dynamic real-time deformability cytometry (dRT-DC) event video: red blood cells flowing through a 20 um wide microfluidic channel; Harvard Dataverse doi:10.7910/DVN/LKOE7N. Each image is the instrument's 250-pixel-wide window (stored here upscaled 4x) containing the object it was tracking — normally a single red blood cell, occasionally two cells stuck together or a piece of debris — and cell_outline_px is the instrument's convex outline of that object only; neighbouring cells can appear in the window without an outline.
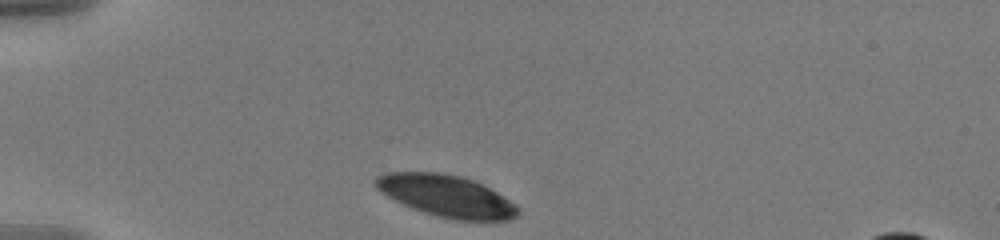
{"species": "human", "species_latin": "Homo sapiens", "temperature_condition": "warm", "stored_images_in_passage": 36, "camera_frame_rate_fps": 3000, "um_per_image_px": 0.085, "donor": {"sex": "male"}, "frame": {"image": 1, "passage_image": 1, "time_ms": 0.0, "image_size_px": [1000, 240], "cell_outline_px": [[520, 212], [516, 216], [508, 220], [456, 220], [424, 212], [412, 208], [380, 192], [372, 184], [376, 176], [388, 172], [440, 172], [460, 176], [484, 184], [516, 204], [520, 208]], "centroid_in_image_um": [37.95, 16.64], "position_along_channel_um": 47.1, "area_um2": 34.62}}
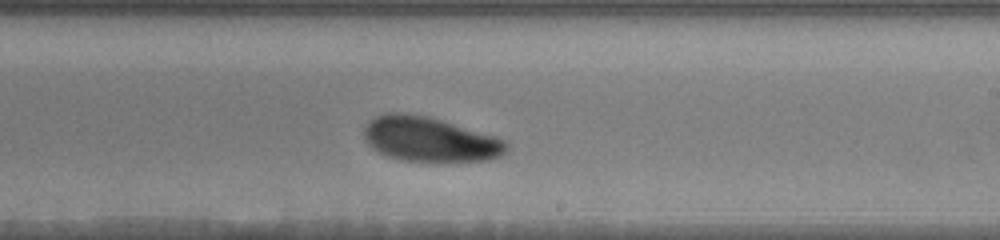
{"frame": {"image": 2, "passage_image": 21, "time_ms": 6.667, "image_size_px": [1000, 240], "cell_outline_px": [[508, 148], [500, 156], [488, 160], [436, 164], [428, 164], [404, 160], [384, 156], [376, 152], [364, 140], [364, 128], [368, 120], [384, 112], [408, 112], [428, 116], [496, 136], [504, 140], [508, 144]], "centroid_in_image_um": [36.49, 11.88], "position_along_channel_um": 252.5, "area_um2": 38.44}}
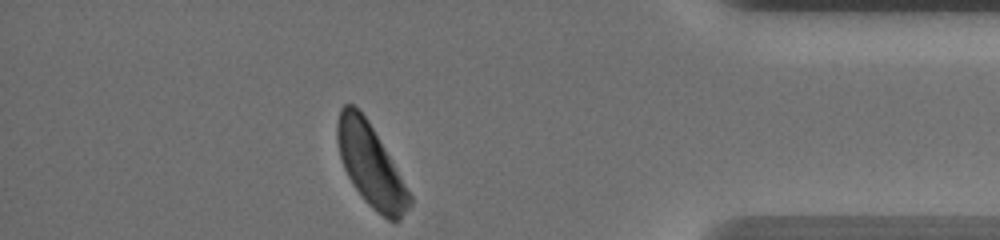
{"frame": {"image": 3, "passage_image": 36, "time_ms": 11.667, "image_size_px": [1000, 240], "cell_outline_px": [[412, 204], [400, 220], [396, 224], [388, 220], [372, 208], [364, 200], [352, 184], [344, 168], [340, 156], [336, 140], [336, 124], [340, 108], [344, 104], [352, 104], [368, 120], [412, 196]], "centroid_in_image_um": [31.5, 14.08], "position_along_channel_um": 403.7, "area_um2": 34.33}, "authors_computed_cell_mechanics": {"area_um2": 37.2232, "velocity_mm_per_s": 3.572, "shape_relaxation_time_tau1_ms": 1.9449, "shape_relaxation_time_tau2_ms": null, "deformation_change_tau1": 0.0787, "deformation_change_tau2": null}}